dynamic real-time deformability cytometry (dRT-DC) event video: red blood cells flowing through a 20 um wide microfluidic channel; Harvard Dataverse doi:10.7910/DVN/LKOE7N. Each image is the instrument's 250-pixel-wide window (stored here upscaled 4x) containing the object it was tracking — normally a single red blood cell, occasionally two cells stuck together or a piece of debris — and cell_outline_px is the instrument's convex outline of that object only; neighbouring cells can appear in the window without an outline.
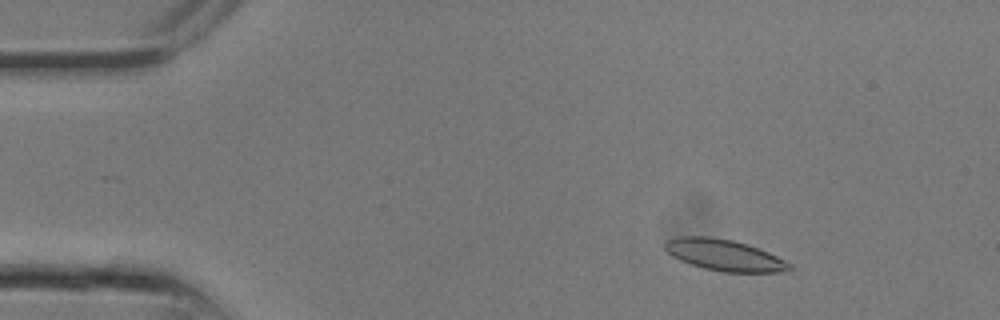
{"species": "common noctule bat (a hibernating species)", "species_latin": "Nyctalus noctula", "temperature_condition": "room temperature", "stored_images_in_passage": 10, "camera_frame_rate_fps": 3000, "um_per_image_px": 0.085, "animal": {"sex": "male", "body_mass_g": 13.3}, "frame": {"image": 1, "passage_image": 4, "time_ms": 1.0, "image_size_px": [1000, 320], "cell_outline_px": [[792, 268], [788, 272], [724, 272], [704, 268], [680, 260], [672, 256], [664, 248], [664, 240], [680, 236], [712, 236], [732, 240], [748, 244], [768, 252], [792, 264]], "centroid_in_image_um": [61.56, 21.67], "position_along_channel_um": 23.4, "area_um2": 22.83}}
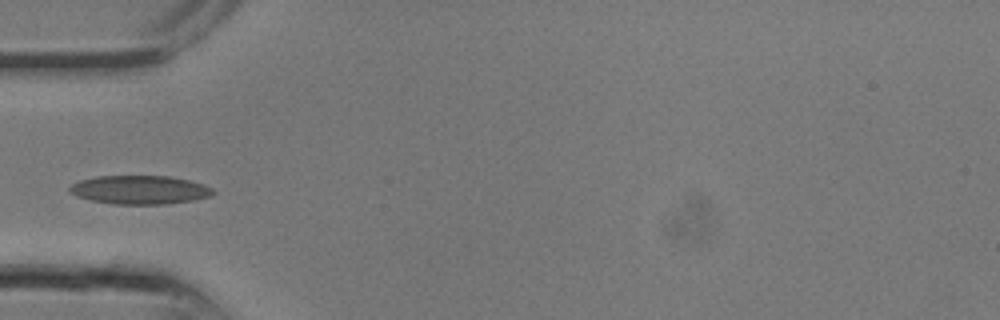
{"frame": {"image": 2, "passage_image": 9, "time_ms": 2.667, "image_size_px": [1000, 320], "cell_outline_px": [[216, 192], [212, 196], [192, 200], [164, 204], [112, 204], [92, 200], [76, 196], [68, 192], [68, 188], [72, 184], [80, 180], [96, 176], [168, 176], [188, 180], [204, 184], [212, 188]], "centroid_in_image_um": [11.87, 16.13], "position_along_channel_um": 73.1, "area_um2": 23.99}}